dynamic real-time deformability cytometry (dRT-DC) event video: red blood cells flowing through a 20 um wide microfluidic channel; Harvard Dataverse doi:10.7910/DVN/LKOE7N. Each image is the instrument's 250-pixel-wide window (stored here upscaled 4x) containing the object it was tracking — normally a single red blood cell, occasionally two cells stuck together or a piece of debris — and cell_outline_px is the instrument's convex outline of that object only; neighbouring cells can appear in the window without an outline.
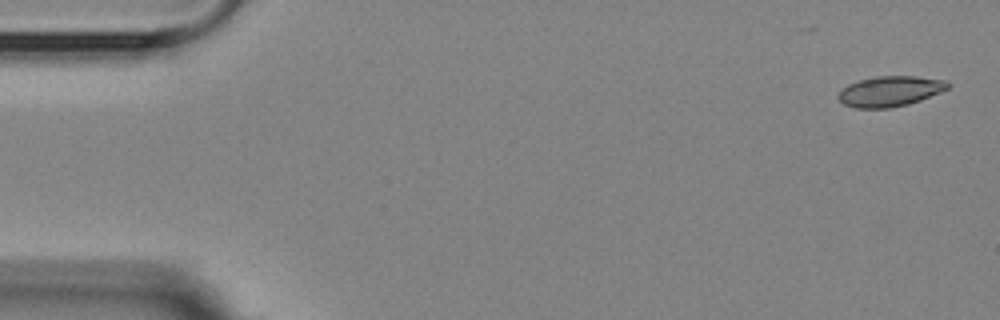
{"species": "Egyptian fruit bat (a non-hibernating species)", "species_latin": "Rousettus aegyptiacus", "temperature_condition": "room temperature", "stored_images_in_passage": 5, "camera_frame_rate_fps": 3000, "um_per_image_px": 0.085, "animal": {"sex": "female"}, "frame": {"image": 1, "passage_image": 1, "time_ms": 0.0, "image_size_px": [1000, 320], "cell_outline_px": [[952, 84], [948, 88], [940, 92], [920, 100], [908, 104], [888, 108], [856, 108], [844, 104], [836, 96], [848, 84], [860, 80], [876, 76], [916, 76], [944, 80]], "centroid_in_image_um": [75.66, 7.75], "position_along_channel_um": 9.3, "area_um2": 19.25}}
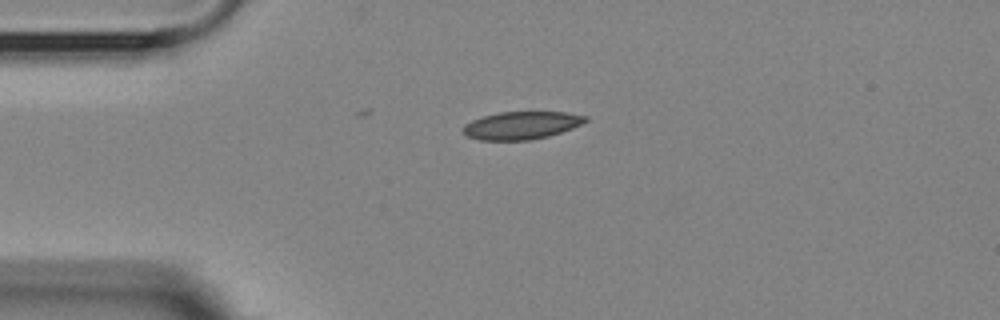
{"frame": {"image": 2, "passage_image": 4, "time_ms": 3.667, "image_size_px": [1000, 320], "cell_outline_px": [[588, 120], [572, 128], [548, 136], [528, 140], [480, 140], [468, 136], [464, 132], [464, 124], [472, 120], [484, 116], [500, 112], [564, 112], [588, 116]], "centroid_in_image_um": [44.33, 10.65], "position_along_channel_um": 40.7, "area_um2": 19.54}}
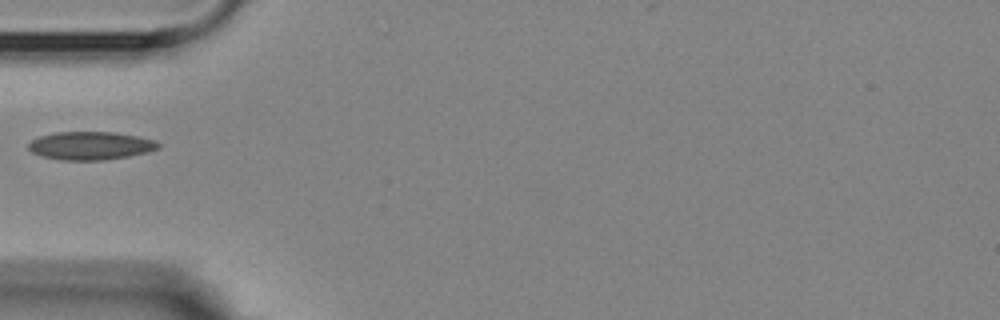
{"frame": {"image": 3, "passage_image": 5, "time_ms": 5.333, "image_size_px": [1000, 320], "cell_outline_px": [[160, 148], [148, 152], [128, 156], [104, 160], [60, 160], [40, 156], [32, 152], [28, 148], [28, 144], [32, 140], [40, 136], [56, 132], [112, 132], [136, 136], [156, 140], [160, 144]], "centroid_in_image_um": [7.69, 12.39], "position_along_channel_um": 77.3, "area_um2": 21.33}}